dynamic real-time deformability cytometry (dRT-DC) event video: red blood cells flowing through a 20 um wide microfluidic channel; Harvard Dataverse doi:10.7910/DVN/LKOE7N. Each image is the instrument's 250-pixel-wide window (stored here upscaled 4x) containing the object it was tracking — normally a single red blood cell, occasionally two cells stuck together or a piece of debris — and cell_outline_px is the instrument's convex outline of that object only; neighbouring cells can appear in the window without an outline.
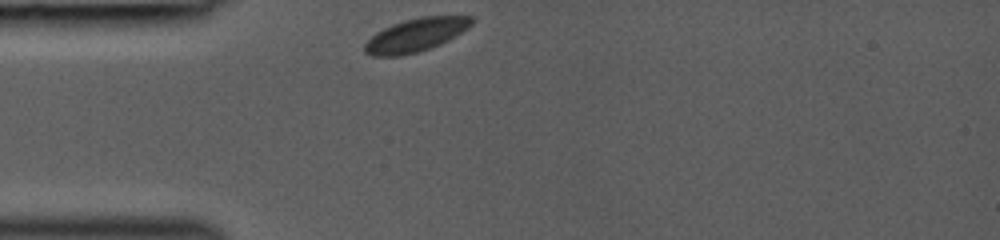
{"species": "common noctule bat (a hibernating species)", "species_latin": "Nyctalus noctula", "temperature_condition": "room temperature", "stored_images_in_passage": 28, "camera_frame_rate_fps": 3000, "um_per_image_px": 0.085, "animal": {"sex": "female", "body_mass_g": 19.0, "forearm_length_mm": 53.3}, "frame": {"image": 1, "passage_image": 1, "time_ms": 0.0, "image_size_px": [1000, 240], "cell_outline_px": [[476, 20], [468, 28], [448, 40], [432, 48], [400, 56], [372, 56], [364, 52], [364, 44], [376, 32], [384, 28], [408, 20], [424, 16], [472, 16]], "centroid_in_image_um": [35.37, 2.99], "position_along_channel_um": 49.6, "area_um2": 20.52}}
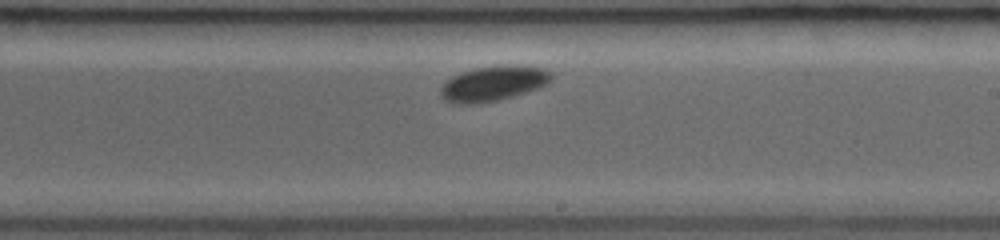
{"frame": {"image": 2, "passage_image": 16, "time_ms": 5.0, "image_size_px": [1000, 240], "cell_outline_px": [[552, 76], [544, 84], [536, 88], [500, 100], [476, 104], [452, 104], [444, 100], [440, 96], [440, 88], [452, 76], [460, 72], [476, 68], [496, 64], [520, 64], [544, 68], [552, 72]], "centroid_in_image_um": [41.88, 7.08], "position_along_channel_um": 247.1, "area_um2": 22.89}}
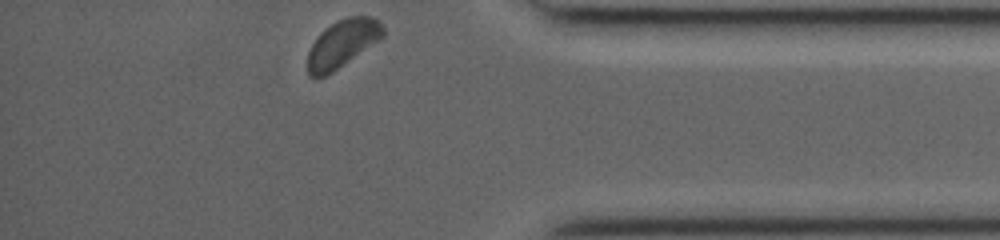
{"frame": {"image": 3, "passage_image": 28, "time_ms": 9.0, "image_size_px": [1000, 240], "cell_outline_px": [[384, 36], [380, 40], [332, 72], [324, 76], [308, 76], [308, 52], [312, 44], [320, 32], [336, 20], [348, 16], [372, 16], [380, 20], [384, 28]], "centroid_in_image_um": [29.13, 3.67], "position_along_channel_um": 406.1, "area_um2": 20.92}}